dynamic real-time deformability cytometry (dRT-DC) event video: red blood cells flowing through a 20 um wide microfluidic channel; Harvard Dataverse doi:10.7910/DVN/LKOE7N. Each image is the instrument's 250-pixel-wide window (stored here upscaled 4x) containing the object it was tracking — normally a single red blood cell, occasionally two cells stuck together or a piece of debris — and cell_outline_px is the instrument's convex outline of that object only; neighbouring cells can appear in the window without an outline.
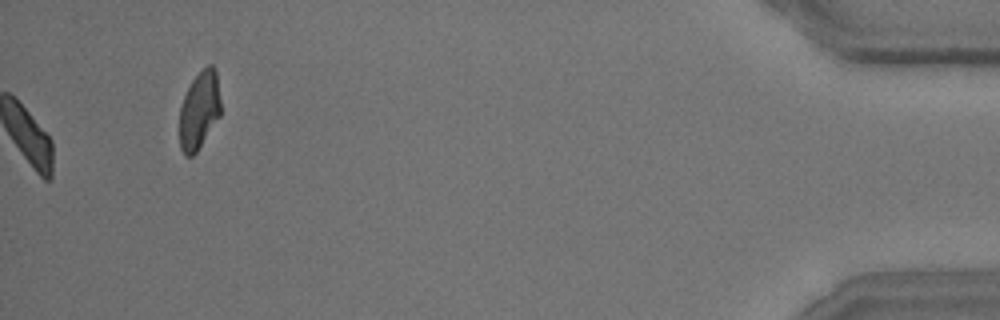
{"species": "common noctule bat (a hibernating species)", "species_latin": "Nyctalus noctula", "temperature_condition": "room temperature", "stored_images_in_passage": 55, "camera_frame_rate_fps": 3000, "um_per_image_px": 0.085, "animal": {"sex": "male", "body_mass_g": 15.6}, "frame": {"image": 1, "passage_image": 55, "time_ms": 18.0, "image_size_px": [1000, 320], "cell_outline_px": [[220, 116], [196, 152], [192, 156], [184, 156], [180, 148], [180, 104], [192, 80], [208, 64], [212, 64], [216, 68], [220, 100]], "centroid_in_image_um": [16.94, 9.37], "position_along_channel_um": 418.3, "area_um2": 18.61}, "authors_computed_cell_mechanics": {"area_um2": 18.8428, "velocity_mm_per_s": 3.6878, "shape_relaxation_time_tau1_ms": 4.6915, "shape_relaxation_time_tau2_ms": 3.8107, "deformation_change_tau1": 0.1434, "deformation_change_tau2": 0.1137}}